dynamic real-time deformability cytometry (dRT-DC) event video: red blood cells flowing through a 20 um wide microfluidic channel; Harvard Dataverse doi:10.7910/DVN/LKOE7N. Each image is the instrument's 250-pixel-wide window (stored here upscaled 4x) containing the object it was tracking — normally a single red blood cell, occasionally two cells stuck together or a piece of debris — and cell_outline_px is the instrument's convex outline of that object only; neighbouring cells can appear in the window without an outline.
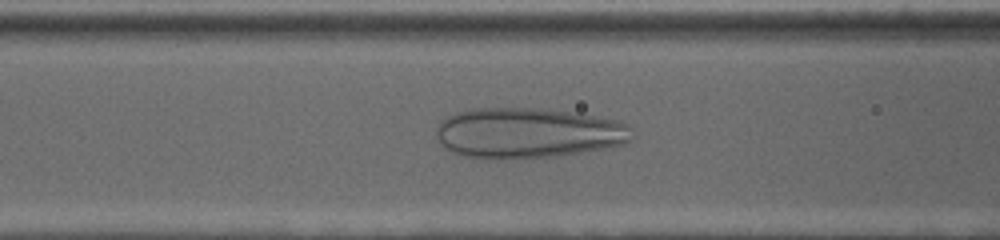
{"species": "human", "species_latin": "Homo sapiens", "temperature_condition": "cold", "stored_images_in_passage": 51, "camera_frame_rate_fps": 3000, "um_per_image_px": 0.085, "donor": {"sex": "female"}, "frame": {"image": 1, "passage_image": 11, "time_ms": 3.333, "image_size_px": [1000, 240], "cell_outline_px": [[632, 128], [628, 140], [624, 144], [604, 148], [552, 156], [496, 160], [484, 160], [464, 156], [452, 152], [444, 148], [440, 144], [436, 136], [436, 128], [440, 120], [456, 112], [476, 108], [532, 108], [568, 112], [620, 120], [628, 124]], "centroid_in_image_um": [44.79, 11.31], "position_along_channel_um": 121.8, "area_um2": 57.63}}
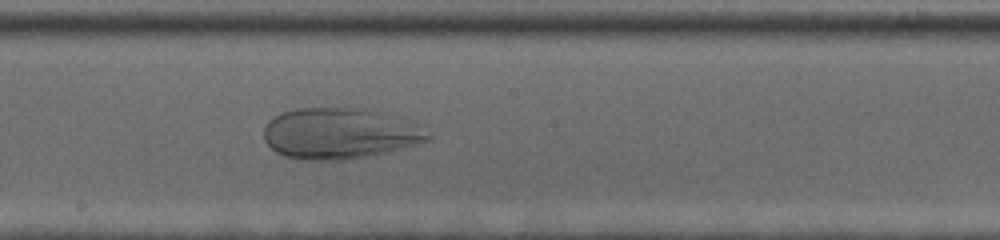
{"frame": {"image": 2, "passage_image": 21, "time_ms": 6.667, "image_size_px": [1000, 240], "cell_outline_px": [[432, 136], [428, 140], [416, 144], [384, 152], [364, 156], [340, 160], [304, 160], [284, 156], [276, 152], [264, 140], [264, 128], [268, 120], [284, 112], [296, 108], [352, 108], [372, 112], [416, 124]], "centroid_in_image_um": [28.77, 11.36], "position_along_channel_um": 219.4, "area_um2": 47.51}}
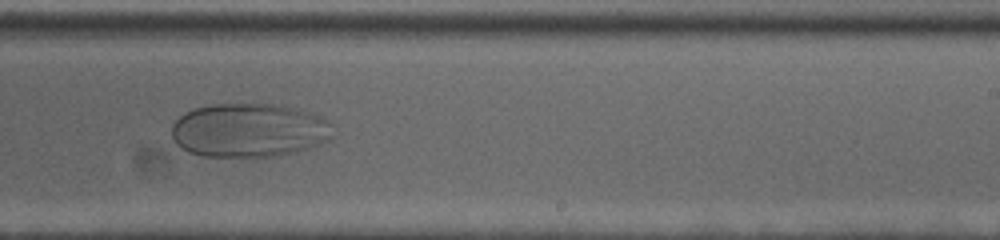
{"frame": {"image": 3, "passage_image": 26, "time_ms": 8.333, "image_size_px": [1000, 240], "cell_outline_px": [[332, 140], [296, 152], [272, 156], [200, 156], [188, 152], [180, 148], [176, 144], [172, 136], [172, 124], [184, 112], [192, 108], [208, 104], [276, 104], [308, 112], [320, 116], [328, 120], [332, 136]], "centroid_in_image_um": [21.13, 11.07], "position_along_channel_um": 267.9, "area_um2": 50.81}}